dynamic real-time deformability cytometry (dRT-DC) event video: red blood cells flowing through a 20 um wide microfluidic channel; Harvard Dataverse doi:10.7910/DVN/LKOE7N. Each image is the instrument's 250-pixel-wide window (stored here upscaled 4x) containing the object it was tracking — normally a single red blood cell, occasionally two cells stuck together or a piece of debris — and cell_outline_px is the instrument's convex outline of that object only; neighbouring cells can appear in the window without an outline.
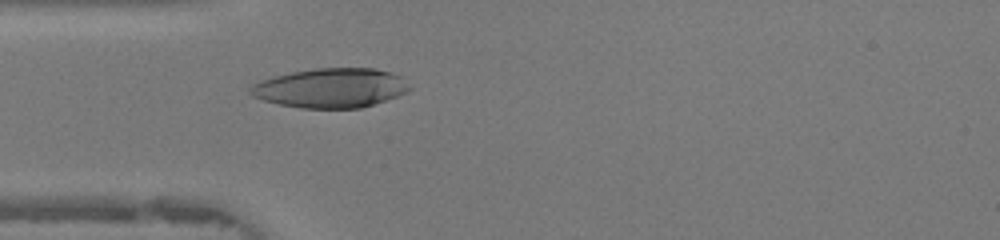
{"species": "human", "species_latin": "Homo sapiens", "temperature_condition": "warm", "stored_images_in_passage": 46, "camera_frame_rate_fps": 3000, "um_per_image_px": 0.085, "donor": {"sex": "female"}, "frame": {"image": 1, "passage_image": 13, "time_ms": 4.0, "image_size_px": [1000, 240], "cell_outline_px": [[412, 88], [396, 96], [360, 108], [300, 108], [280, 104], [264, 100], [252, 96], [248, 92], [260, 80], [272, 76], [292, 72], [316, 68], [372, 68], [388, 72], [400, 76]], "centroid_in_image_um": [28.09, 7.47], "position_along_channel_um": 56.9, "area_um2": 36.13}}
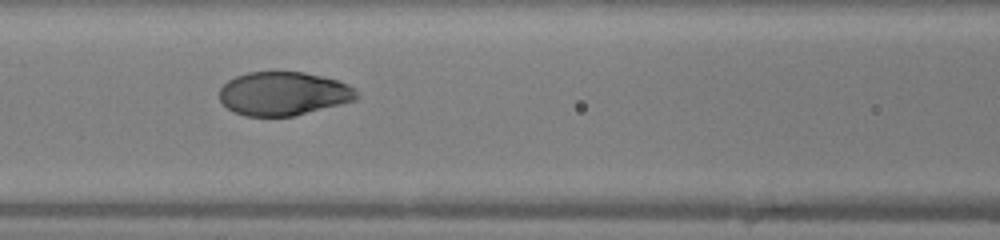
{"frame": {"image": 2, "passage_image": 19, "time_ms": 6.0, "image_size_px": [1000, 240], "cell_outline_px": [[360, 96], [356, 100], [292, 116], [244, 116], [232, 112], [220, 100], [220, 88], [228, 80], [236, 76], [248, 72], [304, 72], [336, 80], [348, 84], [356, 88], [360, 92]], "centroid_in_image_um": [24.11, 7.96], "position_along_channel_um": 142.5, "area_um2": 34.91}}
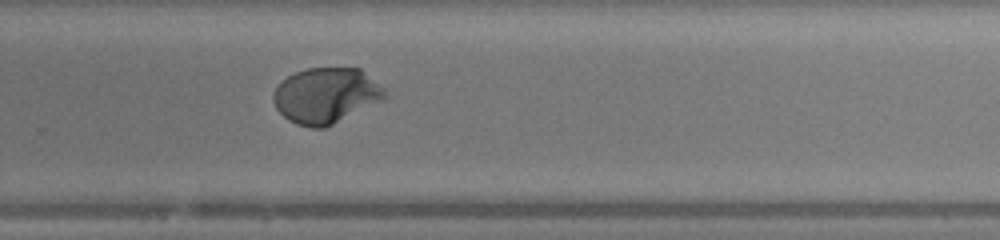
{"frame": {"image": 3, "passage_image": 30, "time_ms": 9.667, "image_size_px": [1000, 240], "cell_outline_px": [[388, 96], [324, 128], [308, 128], [296, 124], [288, 120], [276, 108], [272, 100], [272, 92], [288, 76], [296, 72], [308, 68], [360, 68], [384, 88]], "centroid_in_image_um": [27.67, 8.11], "position_along_channel_um": 302.1, "area_um2": 35.66}, "authors_computed_cell_mechanics": {"area_um2": 36.5296, "velocity_mm_per_s": 4.3702, "shape_relaxation_time_tau1_ms": 4.1135, "shape_relaxation_time_tau2_ms": null, "deformation_change_tau1": 0.2598, "deformation_change_tau2": null}}